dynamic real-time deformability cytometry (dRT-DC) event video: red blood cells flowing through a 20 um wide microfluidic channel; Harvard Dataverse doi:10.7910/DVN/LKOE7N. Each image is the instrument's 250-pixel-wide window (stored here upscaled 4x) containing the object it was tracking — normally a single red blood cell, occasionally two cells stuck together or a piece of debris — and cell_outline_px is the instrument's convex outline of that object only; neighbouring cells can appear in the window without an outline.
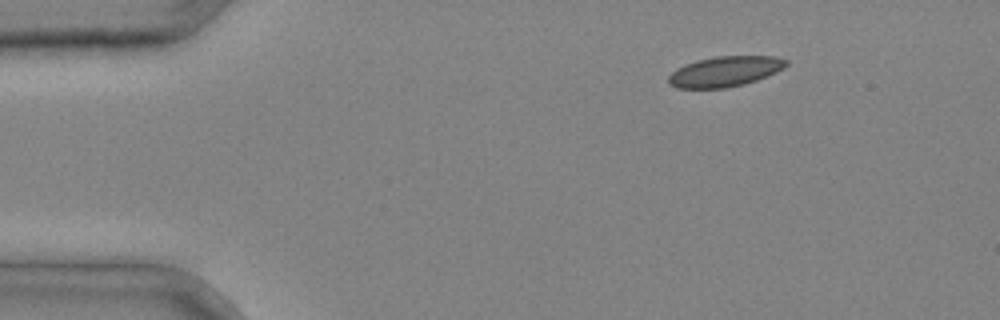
{"species": "common noctule bat (a hibernating species)", "species_latin": "Nyctalus noctula", "temperature_condition": "cold", "stored_images_in_passage": 3, "camera_frame_rate_fps": 3000, "um_per_image_px": 0.085, "animal": {"sex": "male", "body_mass_g": 20.4}, "frame": {"image": 1, "passage_image": 1, "time_ms": 0.0, "image_size_px": [1000, 320], "cell_outline_px": [[788, 64], [784, 68], [776, 72], [756, 80], [744, 84], [724, 88], [676, 88], [668, 84], [668, 76], [676, 68], [696, 60], [716, 56], [772, 56], [788, 60]], "centroid_in_image_um": [61.6, 6.07], "position_along_channel_um": 23.4, "area_um2": 20.81}}
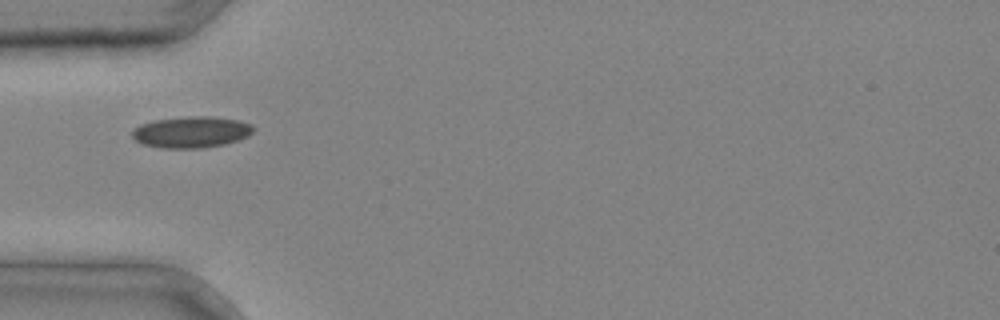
{"frame": {"image": 2, "passage_image": 3, "time_ms": 0.667, "image_size_px": [1000, 320], "cell_outline_px": [[256, 128], [248, 136], [224, 144], [200, 148], [160, 148], [140, 144], [132, 136], [132, 132], [140, 124], [156, 120], [188, 116], [212, 116], [240, 120], [252, 124]], "centroid_in_image_um": [16.28, 11.22], "position_along_channel_um": 68.7, "area_um2": 22.2}}